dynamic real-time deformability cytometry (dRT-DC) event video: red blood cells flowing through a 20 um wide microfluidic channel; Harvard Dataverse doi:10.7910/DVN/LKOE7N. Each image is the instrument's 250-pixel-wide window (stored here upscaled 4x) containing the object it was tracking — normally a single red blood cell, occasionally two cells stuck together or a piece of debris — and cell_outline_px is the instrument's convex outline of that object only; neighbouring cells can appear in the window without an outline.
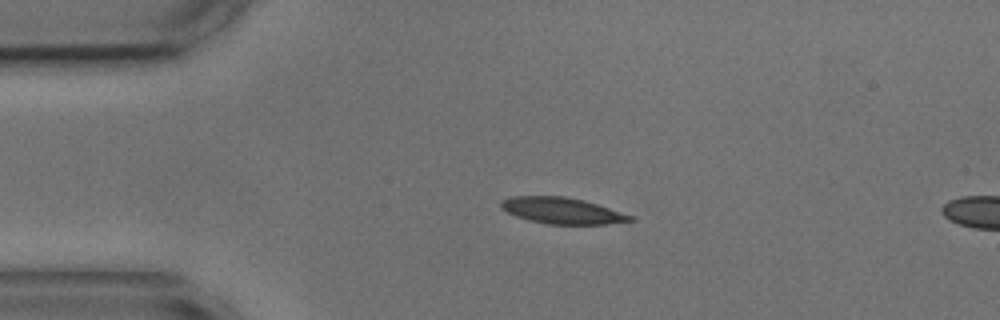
{"species": "common noctule bat (a hibernating species)", "species_latin": "Nyctalus noctula", "temperature_condition": "cold", "stored_images_in_passage": 5, "camera_frame_rate_fps": 3000, "um_per_image_px": 0.085, "animal": {"sex": "male", "body_mass_g": 17.9, "forearm_length_mm": 54.2}, "frame": {"image": 1, "passage_image": 1, "time_ms": 0.0, "image_size_px": [1000, 320], "cell_outline_px": [[636, 220], [608, 224], [548, 224], [528, 220], [516, 216], [500, 208], [500, 200], [512, 196], [564, 196], [584, 200], [632, 216]], "centroid_in_image_um": [47.73, 17.9], "position_along_channel_um": 37.3, "area_um2": 19.65}}